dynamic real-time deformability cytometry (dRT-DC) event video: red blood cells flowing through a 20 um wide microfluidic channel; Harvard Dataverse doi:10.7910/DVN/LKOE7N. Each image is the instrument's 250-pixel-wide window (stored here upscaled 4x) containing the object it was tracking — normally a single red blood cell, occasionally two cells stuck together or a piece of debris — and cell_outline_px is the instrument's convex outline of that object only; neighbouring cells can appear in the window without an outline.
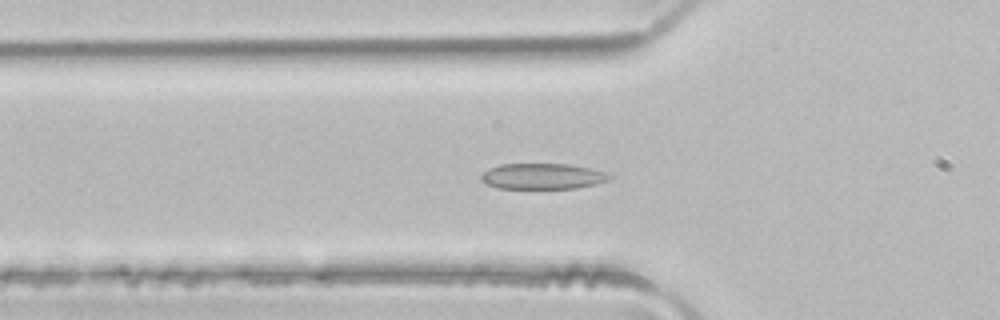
{"species": "common noctule bat (a hibernating species)", "species_latin": "Nyctalus noctula", "temperature_condition": "room temperature", "stored_images_in_passage": 49, "camera_frame_rate_fps": 3000, "um_per_image_px": 0.085, "animal": {"sex": "male", "body_mass_g": 21.5, "forearm_length_mm": 52.0}, "frame": {"image": 1, "passage_image": 16, "time_ms": 5.0, "image_size_px": [1000, 320], "cell_outline_px": [[612, 176], [608, 180], [596, 184], [576, 188], [500, 188], [488, 184], [480, 180], [480, 176], [488, 168], [500, 164], [568, 164], [588, 168], [604, 172]], "centroid_in_image_um": [46.09, 14.98], "position_along_channel_um": 79.7, "area_um2": 19.07}}
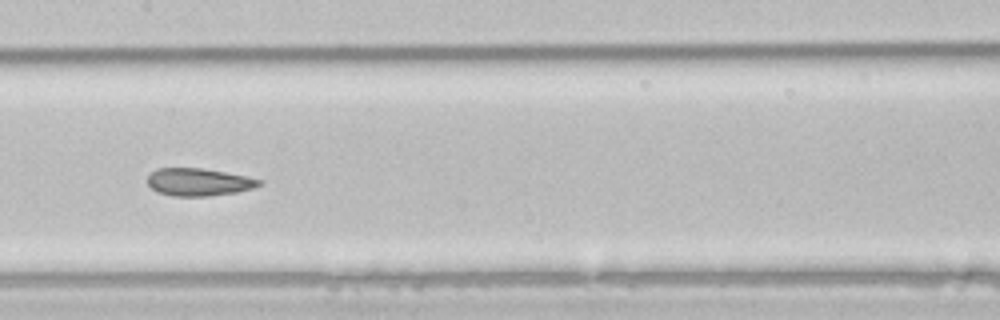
{"frame": {"image": 2, "passage_image": 24, "time_ms": 7.667, "image_size_px": [1000, 320], "cell_outline_px": [[264, 180], [260, 184], [252, 188], [236, 192], [208, 196], [172, 196], [156, 192], [148, 184], [148, 176], [156, 168], [204, 168], [248, 176]], "centroid_in_image_um": [16.89, 15.47], "position_along_channel_um": 190.5, "area_um2": 18.03}}
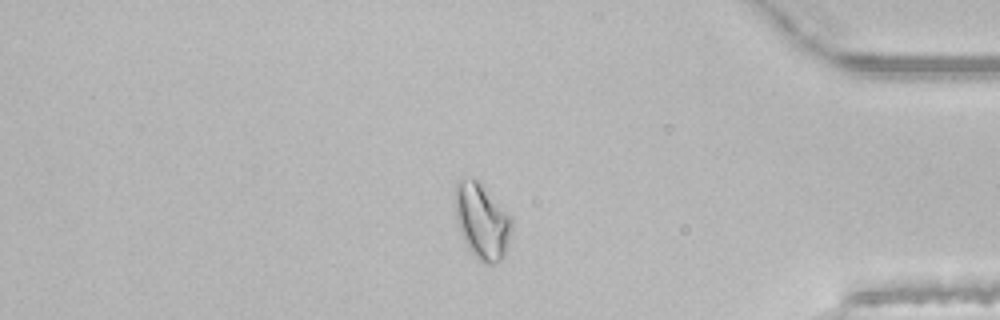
{"frame": {"image": 3, "passage_image": 41, "time_ms": 13.333, "image_size_px": [1000, 320], "cell_outline_px": [[512, 224], [504, 256], [496, 264], [484, 264], [468, 248], [460, 232], [456, 216], [456, 180], [472, 176], [480, 180], [512, 216]], "centroid_in_image_um": [40.98, 18.74], "position_along_channel_um": 394.2, "area_um2": 25.09}, "authors_computed_cell_mechanics": {"area_um2": 20.9814, "velocity_mm_per_s": 4.1197, "shape_relaxation_time_tau1_ms": 10.6151, "shape_relaxation_time_tau2_ms": 1.5452, "deformation_change_tau1": 0.2167, "deformation_change_tau2": 0.0789}}